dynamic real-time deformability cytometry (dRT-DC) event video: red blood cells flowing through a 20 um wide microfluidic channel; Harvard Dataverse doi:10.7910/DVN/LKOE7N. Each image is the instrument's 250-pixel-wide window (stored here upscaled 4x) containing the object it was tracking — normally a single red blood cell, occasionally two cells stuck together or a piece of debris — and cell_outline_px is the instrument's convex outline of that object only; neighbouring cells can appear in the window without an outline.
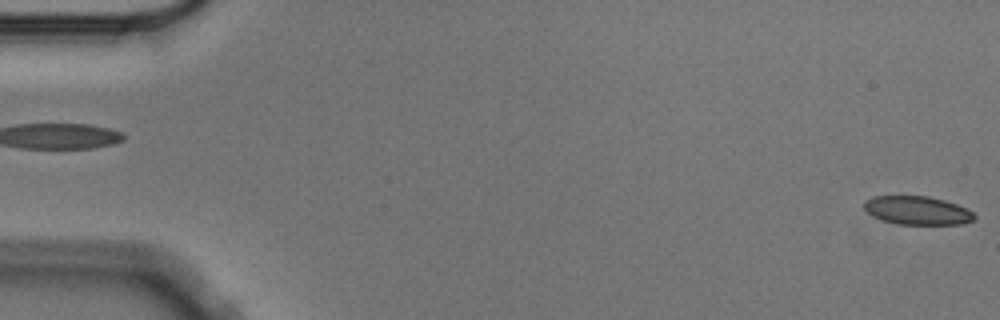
{"species": "Egyptian fruit bat (a non-hibernating species)", "species_latin": "Rousettus aegyptiacus", "temperature_condition": "cold", "stored_images_in_passage": 5, "segment_of_instrument_passage": [2, 2], "camera_frame_rate_fps": 3000, "um_per_image_px": 0.085, "animal": {"sex": "male"}, "frame": {"image": 1, "passage_image": 5, "time_ms": 1.333, "image_size_px": [1000, 320], "cell_outline_px": [[976, 216], [972, 220], [964, 224], [900, 224], [884, 220], [872, 216], [864, 208], [864, 200], [872, 196], [928, 196], [944, 200], [968, 208]], "centroid_in_image_um": [77.97, 17.88], "position_along_channel_um": 7.0, "area_um2": 18.26}}